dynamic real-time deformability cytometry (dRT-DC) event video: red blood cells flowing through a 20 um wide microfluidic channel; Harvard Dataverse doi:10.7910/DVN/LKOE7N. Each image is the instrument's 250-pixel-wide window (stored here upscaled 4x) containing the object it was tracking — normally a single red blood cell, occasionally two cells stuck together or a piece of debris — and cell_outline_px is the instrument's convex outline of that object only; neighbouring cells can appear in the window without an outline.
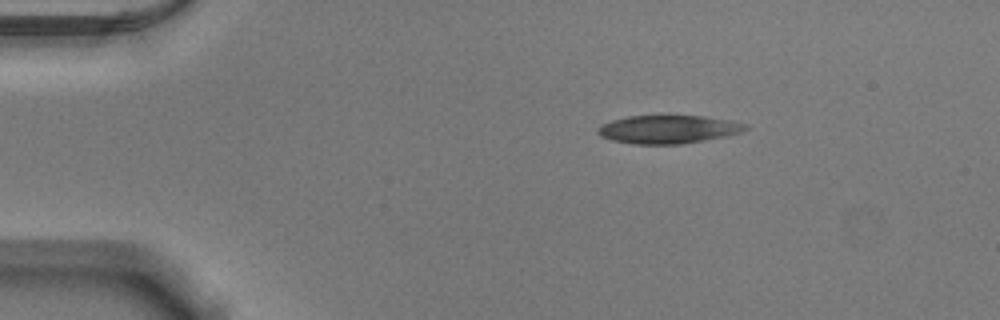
{"species": "Egyptian fruit bat (a non-hibernating species)", "species_latin": "Rousettus aegyptiacus", "temperature_condition": "warm", "stored_images_in_passage": 44, "camera_frame_rate_fps": 3000, "um_per_image_px": 0.085, "animal": {"sex": "male"}, "frame": {"image": 1, "passage_image": 1, "time_ms": 0.0, "image_size_px": [1000, 320], "cell_outline_px": [[748, 128], [740, 132], [724, 136], [704, 140], [680, 144], [632, 144], [612, 140], [600, 136], [596, 132], [596, 128], [600, 124], [612, 120], [628, 116], [704, 116], [732, 120], [748, 124]], "centroid_in_image_um": [56.76, 10.99], "position_along_channel_um": 28.2, "area_um2": 24.33}}
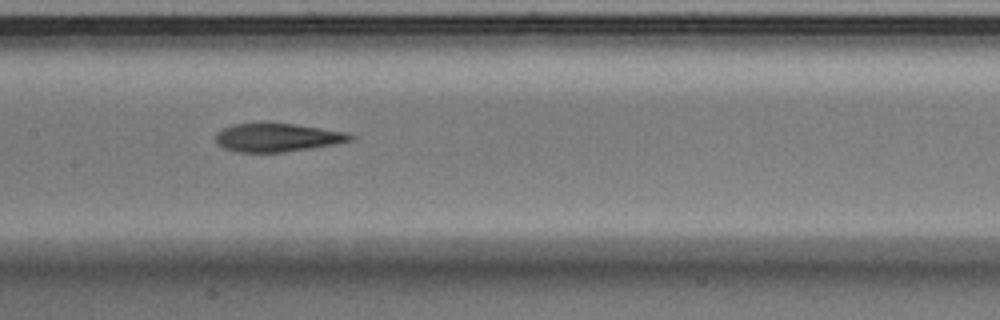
{"frame": {"image": 2, "passage_image": 18, "time_ms": 5.667, "image_size_px": [1000, 320], "cell_outline_px": [[356, 136], [352, 140], [336, 144], [312, 148], [284, 152], [236, 152], [224, 148], [216, 144], [216, 132], [224, 128], [236, 124], [292, 124], [348, 132]], "centroid_in_image_um": [23.6, 11.71], "position_along_channel_um": 183.8, "area_um2": 22.08}}
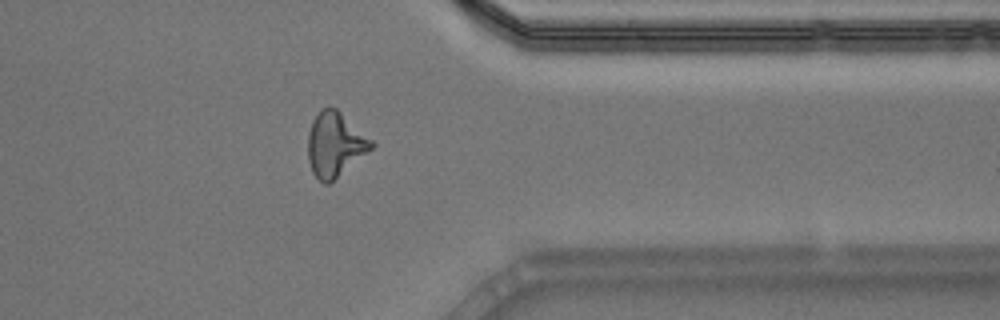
{"frame": {"image": 3, "passage_image": 34, "time_ms": 11.0, "image_size_px": [1000, 320], "cell_outline_px": [[376, 144], [372, 148], [328, 184], [324, 184], [312, 172], [308, 160], [308, 132], [312, 120], [320, 108], [336, 108], [372, 140]], "centroid_in_image_um": [28.44, 12.26], "position_along_channel_um": 383.0, "area_um2": 23.47}, "authors_computed_cell_mechanics": {"area_um2": 23.3801, "velocity_mm_per_s": 3.8898, "shape_relaxation_time_tau1_ms": null, "shape_relaxation_time_tau2_ms": 2.8648, "deformation_change_tau1": null, "deformation_change_tau2": 0.1193}}